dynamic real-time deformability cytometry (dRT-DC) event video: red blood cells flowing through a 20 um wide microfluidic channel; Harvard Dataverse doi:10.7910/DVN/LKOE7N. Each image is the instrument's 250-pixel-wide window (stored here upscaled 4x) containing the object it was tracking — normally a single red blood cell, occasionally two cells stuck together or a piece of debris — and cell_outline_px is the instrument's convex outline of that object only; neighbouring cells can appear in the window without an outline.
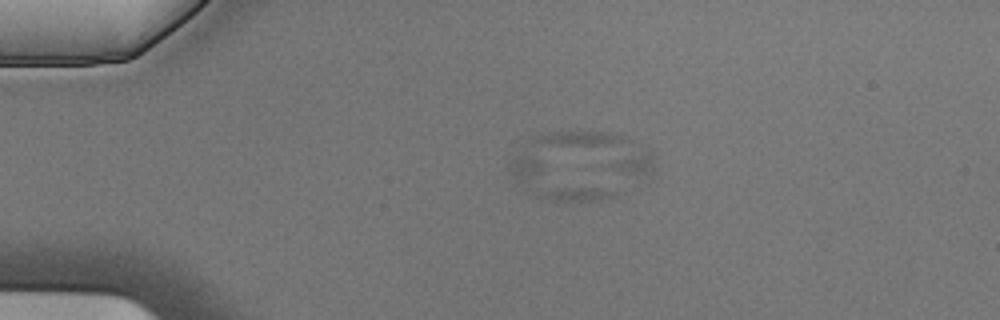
{"species": "Egyptian fruit bat (a non-hibernating species)", "species_latin": "Rousettus aegyptiacus", "temperature_condition": "cold", "stored_images_in_passage": 5, "camera_frame_rate_fps": 3000, "um_per_image_px": 0.085, "animal": {"sex": "male"}, "frame": {"image": 1, "passage_image": 4, "time_ms": 1.0, "image_size_px": [1000, 320], "cell_outline_px": [[620, 192], [612, 196], [600, 200], [552, 200], [536, 196], [524, 192], [508, 168], [508, 164], [516, 156], [524, 152], [528, 152]], "centroid_in_image_um": [47.16, 15.34], "position_along_channel_um": 37.8, "area_um2": 21.39}}